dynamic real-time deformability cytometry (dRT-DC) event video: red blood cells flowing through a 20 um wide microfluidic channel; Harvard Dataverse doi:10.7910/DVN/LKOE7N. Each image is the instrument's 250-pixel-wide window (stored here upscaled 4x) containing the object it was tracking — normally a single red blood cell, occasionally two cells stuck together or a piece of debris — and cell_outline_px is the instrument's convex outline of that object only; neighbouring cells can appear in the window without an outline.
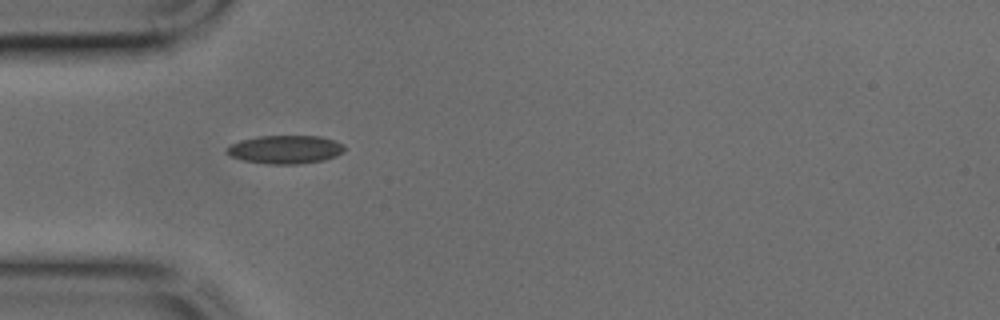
{"species": "common noctule bat (a hibernating species)", "species_latin": "Nyctalus noctula", "temperature_condition": "cold", "stored_images_in_passage": 3, "camera_frame_rate_fps": 3000, "um_per_image_px": 0.085, "animal": {"sex": "male", "body_mass_g": 17.9, "forearm_length_mm": 54.2}, "frame": {"image": 1, "passage_image": 1, "time_ms": 0.0, "image_size_px": [1000, 320], "cell_outline_px": [[344, 152], [336, 156], [324, 160], [296, 164], [268, 164], [244, 160], [232, 156], [224, 152], [232, 144], [240, 140], [256, 136], [320, 136], [344, 144]], "centroid_in_image_um": [24.26, 12.7], "position_along_channel_um": 60.7, "area_um2": 19.36}}